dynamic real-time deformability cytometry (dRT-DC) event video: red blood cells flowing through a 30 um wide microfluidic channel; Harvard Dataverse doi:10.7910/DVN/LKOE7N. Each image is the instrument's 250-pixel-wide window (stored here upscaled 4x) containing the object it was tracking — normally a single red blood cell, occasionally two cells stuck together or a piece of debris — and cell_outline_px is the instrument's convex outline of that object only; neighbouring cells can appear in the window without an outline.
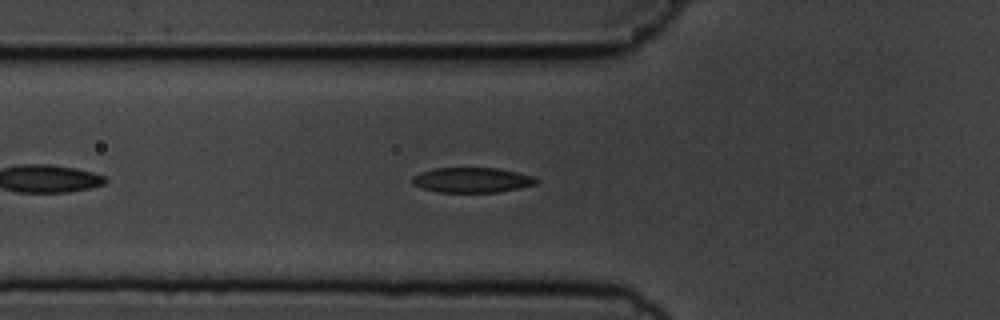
{"species": "common noctule bat (a hibernating species)", "species_latin": "Nyctalus noctula", "temperature_condition": "cold", "stored_images_in_passage": 28, "camera_frame_rate_fps": 3000, "um_per_image_px": 0.085, "animal": {"sex": "male", "body_mass_g": 19.5, "forearm_length_mm": 54.6}, "frame": {"image": 1, "passage_image": 7, "time_ms": 2.0, "image_size_px": [1000, 320], "cell_outline_px": [[540, 180], [536, 184], [496, 192], [436, 192], [420, 188], [412, 184], [412, 176], [420, 172], [436, 168], [496, 168], [536, 176]], "centroid_in_image_um": [40.09, 15.3], "position_along_channel_um": 85.7, "area_um2": 18.15}}
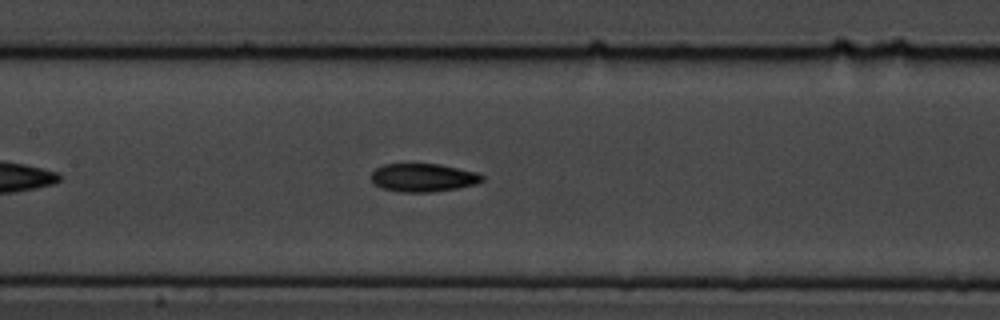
{"frame": {"image": 2, "passage_image": 14, "time_ms": 4.333, "image_size_px": [1000, 320], "cell_outline_px": [[484, 180], [476, 184], [456, 188], [432, 192], [400, 192], [384, 188], [372, 184], [372, 172], [376, 168], [384, 164], [440, 164], [476, 172], [484, 176]], "centroid_in_image_um": [35.97, 15.1], "position_along_channel_um": 171.4, "area_um2": 18.21}}
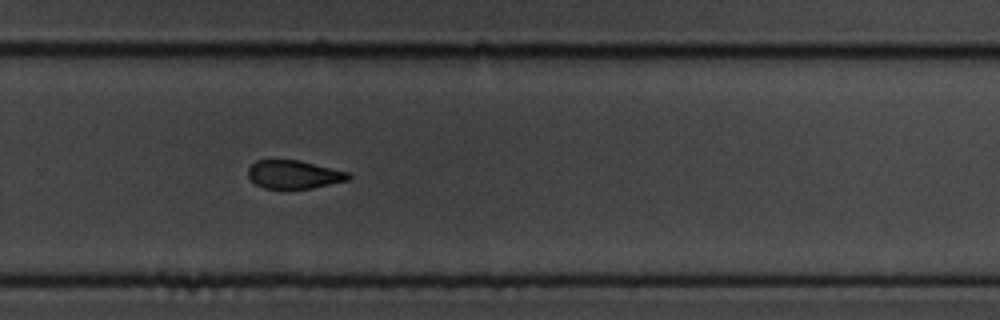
{"frame": {"image": 3, "passage_image": 25, "time_ms": 8.0, "image_size_px": [1000, 320], "cell_outline_px": [[352, 176], [348, 180], [312, 188], [264, 188], [256, 184], [248, 176], [248, 168], [256, 160], [300, 160], [348, 172]], "centroid_in_image_um": [24.98, 14.82], "position_along_channel_um": 304.8, "area_um2": 16.42}}